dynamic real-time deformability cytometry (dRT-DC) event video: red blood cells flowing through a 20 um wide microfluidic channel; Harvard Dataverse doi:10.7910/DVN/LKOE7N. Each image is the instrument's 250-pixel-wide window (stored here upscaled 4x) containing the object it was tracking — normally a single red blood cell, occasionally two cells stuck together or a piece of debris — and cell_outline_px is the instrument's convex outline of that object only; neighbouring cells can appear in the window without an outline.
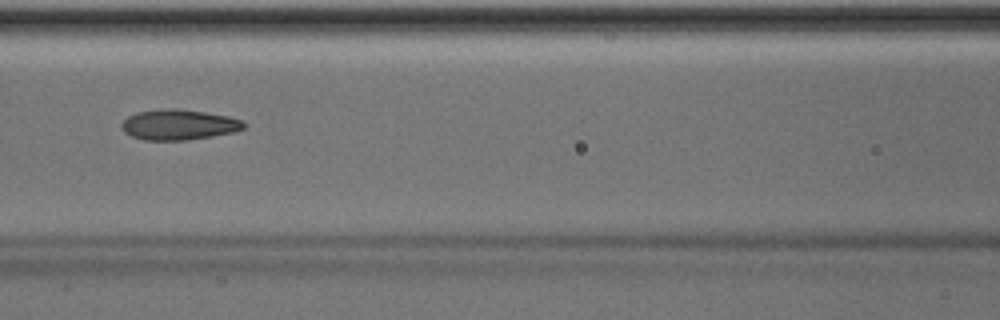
{"species": "Egyptian fruit bat (a non-hibernating species)", "species_latin": "Rousettus aegyptiacus", "temperature_condition": "room temperature", "stored_images_in_passage": 40, "camera_frame_rate_fps": 3000, "um_per_image_px": 0.085, "animal": {"sex": "male"}, "frame": {"image": 1, "passage_image": 12, "time_ms": 3.667, "image_size_px": [1000, 320], "cell_outline_px": [[248, 124], [244, 128], [232, 132], [212, 136], [188, 140], [144, 140], [132, 136], [124, 132], [120, 128], [120, 124], [128, 116], [136, 112], [164, 108], [176, 108], [204, 112], [228, 116], [244, 120]], "centroid_in_image_um": [15.19, 10.59], "position_along_channel_um": 151.4, "area_um2": 21.85}, "authors_computed_cell_mechanics": {"area_um2": 21.3571, "velocity_mm_per_s": 4.023, "shape_relaxation_time_tau1_ms": null, "shape_relaxation_time_tau2_ms": 2.6529, "deformation_change_tau1": null, "deformation_change_tau2": 0.1112}}